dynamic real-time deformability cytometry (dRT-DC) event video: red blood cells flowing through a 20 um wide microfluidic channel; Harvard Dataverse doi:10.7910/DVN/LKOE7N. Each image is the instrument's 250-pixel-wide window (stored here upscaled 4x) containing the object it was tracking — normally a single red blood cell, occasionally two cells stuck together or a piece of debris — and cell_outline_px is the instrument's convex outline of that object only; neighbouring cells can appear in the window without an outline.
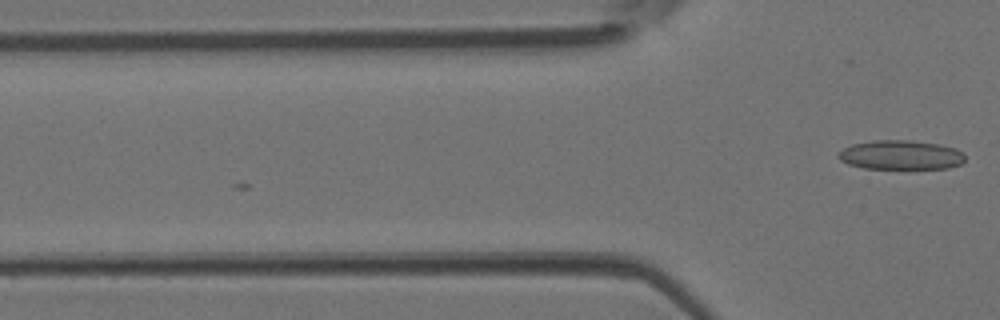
{"species": "Egyptian fruit bat (a non-hibernating species)", "species_latin": "Rousettus aegyptiacus", "temperature_condition": "room temperature", "stored_images_in_passage": 13, "camera_frame_rate_fps": 3000, "um_per_image_px": 0.085, "animal": {"sex": "female"}, "frame": {"image": 1, "passage_image": 13, "time_ms": 4.0, "image_size_px": [1000, 320], "cell_outline_px": [[964, 160], [960, 164], [948, 168], [864, 168], [848, 164], [840, 160], [836, 156], [836, 152], [852, 144], [872, 140], [908, 140], [940, 144], [956, 148], [964, 152]], "centroid_in_image_um": [76.54, 13.16], "position_along_channel_um": 49.3, "area_um2": 21.73}}